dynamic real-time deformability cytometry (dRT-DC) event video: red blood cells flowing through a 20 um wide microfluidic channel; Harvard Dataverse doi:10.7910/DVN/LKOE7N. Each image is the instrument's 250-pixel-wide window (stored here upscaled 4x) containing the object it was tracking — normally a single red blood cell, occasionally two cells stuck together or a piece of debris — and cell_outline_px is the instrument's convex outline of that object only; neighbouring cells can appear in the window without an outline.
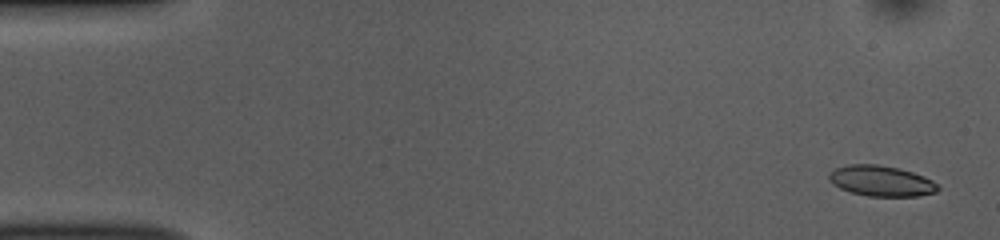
{"species": "common noctule bat (a hibernating species)", "species_latin": "Nyctalus noctula", "temperature_condition": "room temperature", "stored_images_in_passage": 51, "camera_frame_rate_fps": 3000, "um_per_image_px": 0.085, "animal": {"sex": "female", "body_mass_g": 10.0, "forearm_length_mm": 53.1}, "frame": {"image": 1, "passage_image": 1, "time_ms": 0.0, "image_size_px": [1000, 240], "cell_outline_px": [[940, 188], [936, 192], [920, 196], [868, 196], [852, 192], [840, 188], [832, 184], [828, 180], [828, 172], [836, 168], [848, 164], [876, 164], [900, 168], [924, 176], [932, 180]], "centroid_in_image_um": [74.88, 15.37], "position_along_channel_um": 10.1, "area_um2": 19.54}}
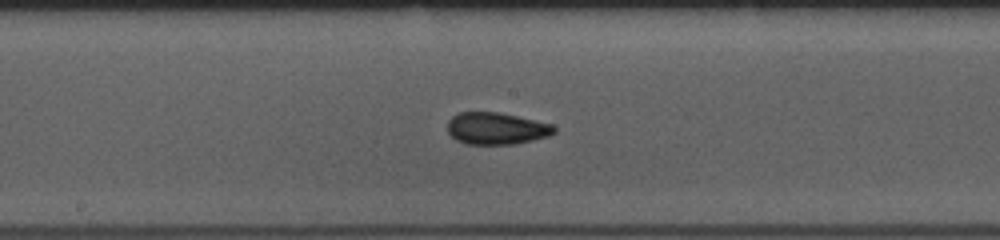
{"frame": {"image": 2, "passage_image": 26, "time_ms": 8.333, "image_size_px": [1000, 240], "cell_outline_px": [[556, 132], [548, 136], [532, 140], [512, 144], [464, 144], [456, 140], [448, 132], [448, 120], [452, 116], [460, 112], [500, 112], [552, 124], [556, 128]], "centroid_in_image_um": [42.18, 10.91], "position_along_channel_um": 206.0, "area_um2": 19.88}}
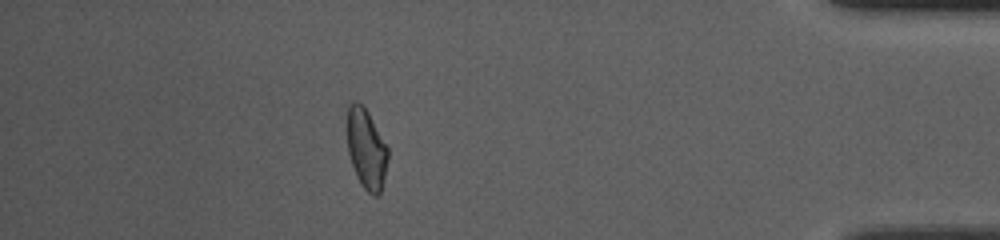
{"frame": {"image": 3, "passage_image": 45, "time_ms": 14.667, "image_size_px": [1000, 240], "cell_outline_px": [[388, 160], [380, 192], [376, 196], [372, 196], [364, 188], [356, 176], [348, 152], [348, 104], [352, 100], [356, 100], [364, 104], [388, 148]], "centroid_in_image_um": [31.14, 12.61], "position_along_channel_um": 404.1, "area_um2": 18.96}, "authors_computed_cell_mechanics": {"area_um2": 19.7098, "velocity_mm_per_s": 3.8392, "shape_relaxation_time_tau1_ms": 6.0452, "shape_relaxation_time_tau2_ms": 2.1445, "deformation_change_tau1": 0.1306, "deformation_change_tau2": 0.0696}}